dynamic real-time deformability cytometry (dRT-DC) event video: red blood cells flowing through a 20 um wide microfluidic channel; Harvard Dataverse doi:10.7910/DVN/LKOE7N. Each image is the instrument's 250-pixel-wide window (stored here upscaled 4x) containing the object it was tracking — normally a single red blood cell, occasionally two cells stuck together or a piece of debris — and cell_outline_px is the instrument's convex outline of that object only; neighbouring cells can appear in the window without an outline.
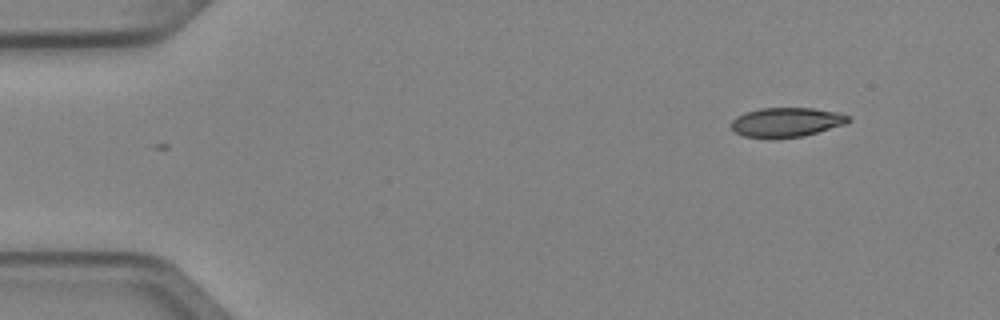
{"species": "Egyptian fruit bat (a non-hibernating species)", "species_latin": "Rousettus aegyptiacus", "temperature_condition": "cold", "stored_images_in_passage": 3, "camera_frame_rate_fps": 3000, "um_per_image_px": 0.085, "animal": {"sex": "female"}, "frame": {"image": 1, "passage_image": 3, "time_ms": 0.667, "image_size_px": [1000, 320], "cell_outline_px": [[852, 120], [844, 124], [804, 136], [744, 136], [736, 132], [732, 128], [732, 120], [736, 116], [744, 112], [760, 108], [812, 108], [836, 112], [852, 116]], "centroid_in_image_um": [66.88, 10.35], "position_along_channel_um": 18.1, "area_um2": 19.54}}